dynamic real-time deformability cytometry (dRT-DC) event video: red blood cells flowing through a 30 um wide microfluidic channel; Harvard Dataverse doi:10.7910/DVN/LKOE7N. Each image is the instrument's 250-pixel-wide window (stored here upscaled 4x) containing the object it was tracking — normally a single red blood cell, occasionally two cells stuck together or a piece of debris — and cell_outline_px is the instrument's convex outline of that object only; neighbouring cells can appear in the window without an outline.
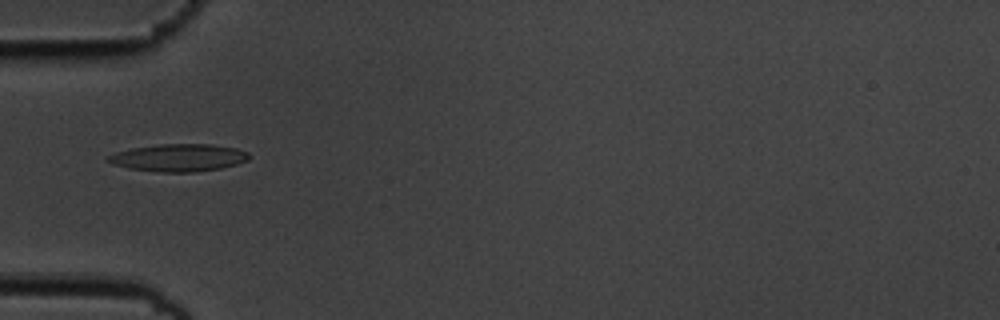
{"species": "common noctule bat (a hibernating species)", "species_latin": "Nyctalus noctula", "temperature_condition": "cold", "stored_images_in_passage": 3, "camera_frame_rate_fps": 3000, "um_per_image_px": 0.085, "animal": {"sex": "male", "body_mass_g": 19.5, "forearm_length_mm": 54.6}, "frame": {"image": 1, "passage_image": 1, "time_ms": 0.0, "image_size_px": [1000, 320], "cell_outline_px": [[252, 156], [248, 160], [236, 164], [220, 168], [196, 172], [164, 172], [128, 168], [112, 164], [104, 160], [104, 156], [116, 152], [132, 148], [160, 144], [212, 144], [236, 148], [248, 152]], "centroid_in_image_um": [15.17, 13.4], "position_along_channel_um": 69.8, "area_um2": 22.72}}
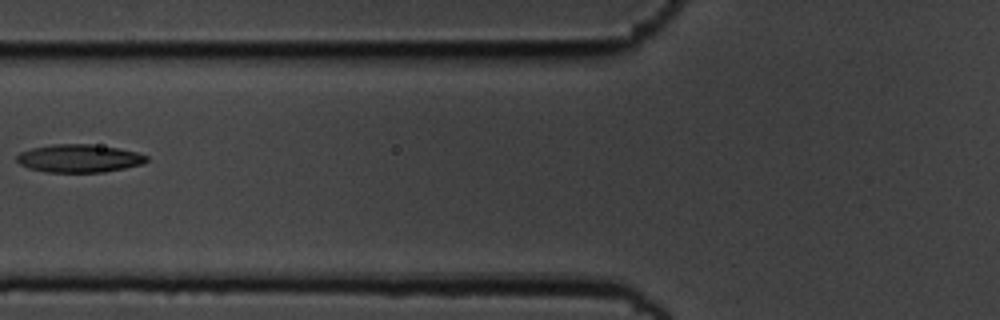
{"frame": {"image": 2, "passage_image": 2, "time_ms": 0.333, "image_size_px": [1000, 320], "cell_outline_px": [[148, 160], [144, 164], [104, 172], [48, 172], [28, 168], [20, 164], [16, 160], [16, 156], [20, 152], [32, 148], [52, 144], [92, 144], [116, 148], [136, 152], [148, 156]], "centroid_in_image_um": [6.72, 13.46], "position_along_channel_um": 119.1, "area_um2": 21.15}}
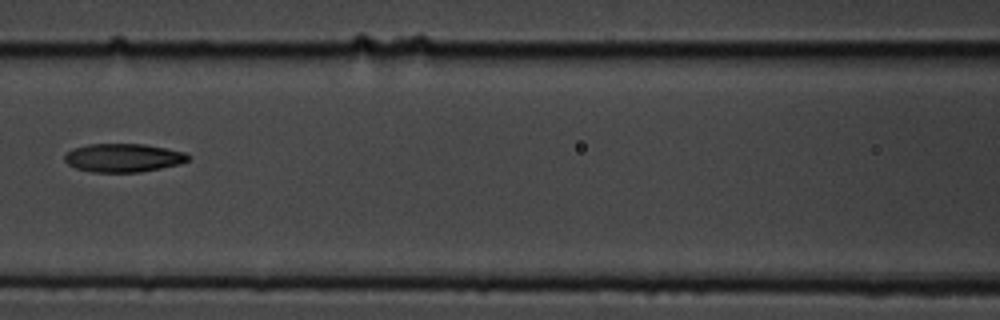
{"frame": {"image": 3, "passage_image": 3, "time_ms": 0.667, "image_size_px": [1000, 320], "cell_outline_px": [[188, 160], [180, 164], [140, 172], [92, 172], [76, 168], [68, 164], [64, 160], [64, 156], [72, 148], [88, 144], [144, 144], [184, 152], [188, 156]], "centroid_in_image_um": [10.44, 13.41], "position_along_channel_um": 156.2, "area_um2": 20.35}}